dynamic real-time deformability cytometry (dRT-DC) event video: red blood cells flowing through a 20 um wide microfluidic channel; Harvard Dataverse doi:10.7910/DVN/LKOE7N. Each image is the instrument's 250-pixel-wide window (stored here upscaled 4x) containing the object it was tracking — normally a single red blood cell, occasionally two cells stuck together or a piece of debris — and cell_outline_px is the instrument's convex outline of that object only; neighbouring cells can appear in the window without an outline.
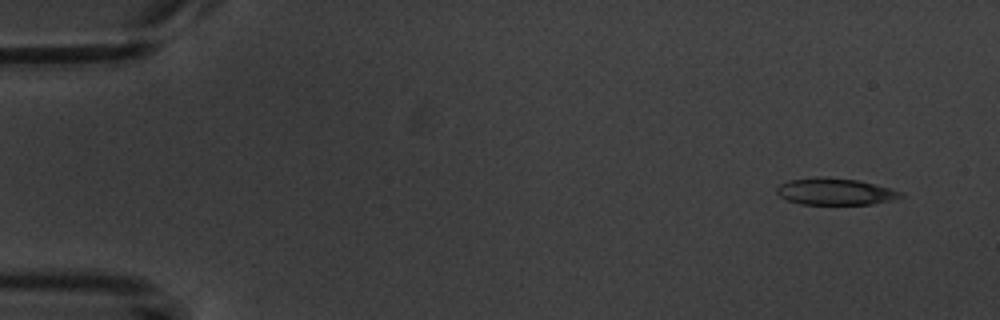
{"species": "common noctule bat (a hibernating species)", "species_latin": "Nyctalus noctula", "temperature_condition": "warm", "stored_images_in_passage": 4, "camera_frame_rate_fps": 3000, "um_per_image_px": 0.085, "animal": {"sex": "male", "body_mass_g": 20.1, "forearm_length_mm": 53.5}, "frame": {"image": 1, "passage_image": 1, "time_ms": 0.0, "image_size_px": [1000, 320], "cell_outline_px": [[904, 196], [872, 204], [800, 204], [788, 200], [780, 196], [776, 192], [776, 188], [780, 184], [788, 180], [816, 176], [856, 180], [904, 192]], "centroid_in_image_um": [70.93, 16.28], "position_along_channel_um": 14.1, "area_um2": 19.07}}
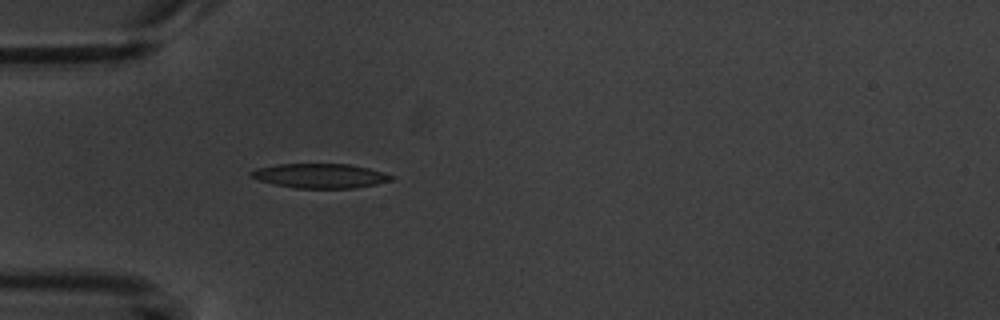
{"frame": {"image": 2, "passage_image": 4, "time_ms": 4.333, "image_size_px": [1000, 320], "cell_outline_px": [[396, 176], [392, 180], [376, 184], [356, 188], [296, 188], [276, 184], [260, 180], [248, 176], [248, 172], [256, 168], [276, 164], [348, 164], [368, 168]], "centroid_in_image_um": [27.2, 14.94], "position_along_channel_um": 57.8, "area_um2": 20.0}}